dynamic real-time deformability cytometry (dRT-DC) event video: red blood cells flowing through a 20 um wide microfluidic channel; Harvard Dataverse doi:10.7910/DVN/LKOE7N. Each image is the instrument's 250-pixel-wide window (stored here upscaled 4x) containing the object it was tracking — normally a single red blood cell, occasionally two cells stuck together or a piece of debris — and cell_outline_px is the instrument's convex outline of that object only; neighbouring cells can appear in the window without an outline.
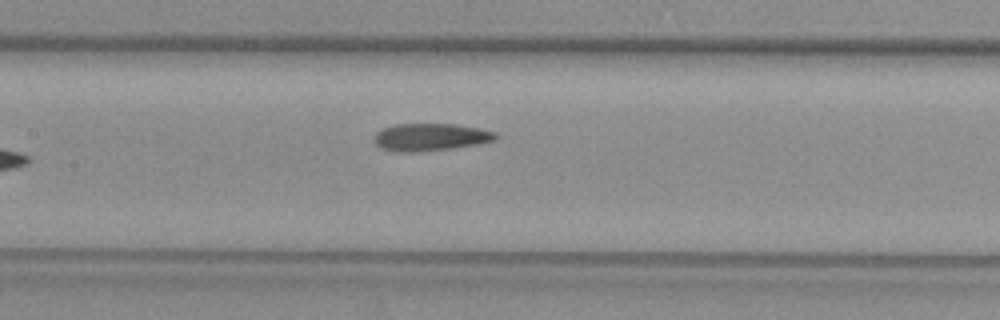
{"species": "common noctule bat (a hibernating species)", "species_latin": "Nyctalus noctula", "temperature_condition": "warm", "stored_images_in_passage": 7, "camera_frame_rate_fps": 3000, "um_per_image_px": 0.085, "animal": {"sex": "female", "body_mass_g": 29.2, "forearm_length_mm": 56.3}, "frame": {"image": 1, "passage_image": 7, "time_ms": 7.333, "image_size_px": [1000, 320], "cell_outline_px": [[496, 140], [480, 144], [448, 148], [412, 152], [400, 152], [380, 148], [376, 144], [376, 132], [384, 128], [396, 124], [456, 124], [480, 128], [496, 132]], "centroid_in_image_um": [36.62, 11.64], "position_along_channel_um": 170.8, "area_um2": 19.19}}